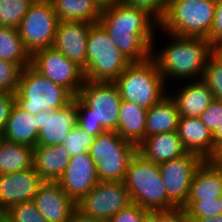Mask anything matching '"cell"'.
I'll return each mask as SVG.
<instances>
[{
    "mask_svg": "<svg viewBox=\"0 0 222 222\" xmlns=\"http://www.w3.org/2000/svg\"><path fill=\"white\" fill-rule=\"evenodd\" d=\"M201 80L210 88L214 99L222 100V58L216 52L210 57Z\"/></svg>",
    "mask_w": 222,
    "mask_h": 222,
    "instance_id": "32",
    "label": "cell"
},
{
    "mask_svg": "<svg viewBox=\"0 0 222 222\" xmlns=\"http://www.w3.org/2000/svg\"><path fill=\"white\" fill-rule=\"evenodd\" d=\"M122 99L114 82L84 81L76 96L78 122L92 137L117 131Z\"/></svg>",
    "mask_w": 222,
    "mask_h": 222,
    "instance_id": "3",
    "label": "cell"
},
{
    "mask_svg": "<svg viewBox=\"0 0 222 222\" xmlns=\"http://www.w3.org/2000/svg\"><path fill=\"white\" fill-rule=\"evenodd\" d=\"M92 24L84 21H59L52 45L83 71L86 67L88 32Z\"/></svg>",
    "mask_w": 222,
    "mask_h": 222,
    "instance_id": "16",
    "label": "cell"
},
{
    "mask_svg": "<svg viewBox=\"0 0 222 222\" xmlns=\"http://www.w3.org/2000/svg\"><path fill=\"white\" fill-rule=\"evenodd\" d=\"M38 211L48 222H70L76 203L57 182L44 181L33 198Z\"/></svg>",
    "mask_w": 222,
    "mask_h": 222,
    "instance_id": "17",
    "label": "cell"
},
{
    "mask_svg": "<svg viewBox=\"0 0 222 222\" xmlns=\"http://www.w3.org/2000/svg\"><path fill=\"white\" fill-rule=\"evenodd\" d=\"M215 52L222 58V45L215 48Z\"/></svg>",
    "mask_w": 222,
    "mask_h": 222,
    "instance_id": "50",
    "label": "cell"
},
{
    "mask_svg": "<svg viewBox=\"0 0 222 222\" xmlns=\"http://www.w3.org/2000/svg\"><path fill=\"white\" fill-rule=\"evenodd\" d=\"M6 212L14 222H48L38 211L33 201L15 204Z\"/></svg>",
    "mask_w": 222,
    "mask_h": 222,
    "instance_id": "35",
    "label": "cell"
},
{
    "mask_svg": "<svg viewBox=\"0 0 222 222\" xmlns=\"http://www.w3.org/2000/svg\"><path fill=\"white\" fill-rule=\"evenodd\" d=\"M141 222H158V211H148Z\"/></svg>",
    "mask_w": 222,
    "mask_h": 222,
    "instance_id": "46",
    "label": "cell"
},
{
    "mask_svg": "<svg viewBox=\"0 0 222 222\" xmlns=\"http://www.w3.org/2000/svg\"><path fill=\"white\" fill-rule=\"evenodd\" d=\"M137 151L157 164L182 157L185 150L177 131L145 137Z\"/></svg>",
    "mask_w": 222,
    "mask_h": 222,
    "instance_id": "21",
    "label": "cell"
},
{
    "mask_svg": "<svg viewBox=\"0 0 222 222\" xmlns=\"http://www.w3.org/2000/svg\"><path fill=\"white\" fill-rule=\"evenodd\" d=\"M202 161L197 154L187 153L158 164L167 197L177 208L186 204L194 172Z\"/></svg>",
    "mask_w": 222,
    "mask_h": 222,
    "instance_id": "12",
    "label": "cell"
},
{
    "mask_svg": "<svg viewBox=\"0 0 222 222\" xmlns=\"http://www.w3.org/2000/svg\"><path fill=\"white\" fill-rule=\"evenodd\" d=\"M148 210L132 203L120 210L116 215L108 220V222H141L143 216Z\"/></svg>",
    "mask_w": 222,
    "mask_h": 222,
    "instance_id": "39",
    "label": "cell"
},
{
    "mask_svg": "<svg viewBox=\"0 0 222 222\" xmlns=\"http://www.w3.org/2000/svg\"><path fill=\"white\" fill-rule=\"evenodd\" d=\"M146 115L145 108L122 100L116 132L123 140L138 147L145 139Z\"/></svg>",
    "mask_w": 222,
    "mask_h": 222,
    "instance_id": "24",
    "label": "cell"
},
{
    "mask_svg": "<svg viewBox=\"0 0 222 222\" xmlns=\"http://www.w3.org/2000/svg\"><path fill=\"white\" fill-rule=\"evenodd\" d=\"M180 113L167 93L159 102L147 110L145 137L178 130Z\"/></svg>",
    "mask_w": 222,
    "mask_h": 222,
    "instance_id": "25",
    "label": "cell"
},
{
    "mask_svg": "<svg viewBox=\"0 0 222 222\" xmlns=\"http://www.w3.org/2000/svg\"><path fill=\"white\" fill-rule=\"evenodd\" d=\"M123 183L132 203L148 211L177 208L167 197L159 165L138 151L130 159Z\"/></svg>",
    "mask_w": 222,
    "mask_h": 222,
    "instance_id": "4",
    "label": "cell"
},
{
    "mask_svg": "<svg viewBox=\"0 0 222 222\" xmlns=\"http://www.w3.org/2000/svg\"><path fill=\"white\" fill-rule=\"evenodd\" d=\"M58 23L50 0H34L17 28L26 50L32 55L52 47Z\"/></svg>",
    "mask_w": 222,
    "mask_h": 222,
    "instance_id": "9",
    "label": "cell"
},
{
    "mask_svg": "<svg viewBox=\"0 0 222 222\" xmlns=\"http://www.w3.org/2000/svg\"><path fill=\"white\" fill-rule=\"evenodd\" d=\"M215 168L222 170V144H218L207 159Z\"/></svg>",
    "mask_w": 222,
    "mask_h": 222,
    "instance_id": "43",
    "label": "cell"
},
{
    "mask_svg": "<svg viewBox=\"0 0 222 222\" xmlns=\"http://www.w3.org/2000/svg\"><path fill=\"white\" fill-rule=\"evenodd\" d=\"M219 202H220V207H221V214H222V193L219 196Z\"/></svg>",
    "mask_w": 222,
    "mask_h": 222,
    "instance_id": "51",
    "label": "cell"
},
{
    "mask_svg": "<svg viewBox=\"0 0 222 222\" xmlns=\"http://www.w3.org/2000/svg\"><path fill=\"white\" fill-rule=\"evenodd\" d=\"M44 181L34 167L0 175V208L7 211L11 206L33 201Z\"/></svg>",
    "mask_w": 222,
    "mask_h": 222,
    "instance_id": "15",
    "label": "cell"
},
{
    "mask_svg": "<svg viewBox=\"0 0 222 222\" xmlns=\"http://www.w3.org/2000/svg\"><path fill=\"white\" fill-rule=\"evenodd\" d=\"M36 118L39 130L36 146L63 144V139L78 122L76 97L62 108L39 112Z\"/></svg>",
    "mask_w": 222,
    "mask_h": 222,
    "instance_id": "13",
    "label": "cell"
},
{
    "mask_svg": "<svg viewBox=\"0 0 222 222\" xmlns=\"http://www.w3.org/2000/svg\"><path fill=\"white\" fill-rule=\"evenodd\" d=\"M5 211H3L1 208H0V216L4 213Z\"/></svg>",
    "mask_w": 222,
    "mask_h": 222,
    "instance_id": "52",
    "label": "cell"
},
{
    "mask_svg": "<svg viewBox=\"0 0 222 222\" xmlns=\"http://www.w3.org/2000/svg\"><path fill=\"white\" fill-rule=\"evenodd\" d=\"M186 82L180 90L168 94L175 102L180 117H200L214 100L213 93L201 79Z\"/></svg>",
    "mask_w": 222,
    "mask_h": 222,
    "instance_id": "18",
    "label": "cell"
},
{
    "mask_svg": "<svg viewBox=\"0 0 222 222\" xmlns=\"http://www.w3.org/2000/svg\"><path fill=\"white\" fill-rule=\"evenodd\" d=\"M15 104V95L0 93V135L4 133L11 109Z\"/></svg>",
    "mask_w": 222,
    "mask_h": 222,
    "instance_id": "41",
    "label": "cell"
},
{
    "mask_svg": "<svg viewBox=\"0 0 222 222\" xmlns=\"http://www.w3.org/2000/svg\"><path fill=\"white\" fill-rule=\"evenodd\" d=\"M216 0H168L159 21L162 33L207 38L213 25Z\"/></svg>",
    "mask_w": 222,
    "mask_h": 222,
    "instance_id": "5",
    "label": "cell"
},
{
    "mask_svg": "<svg viewBox=\"0 0 222 222\" xmlns=\"http://www.w3.org/2000/svg\"><path fill=\"white\" fill-rule=\"evenodd\" d=\"M179 137L185 150L207 160L213 153V135L199 117H180Z\"/></svg>",
    "mask_w": 222,
    "mask_h": 222,
    "instance_id": "19",
    "label": "cell"
},
{
    "mask_svg": "<svg viewBox=\"0 0 222 222\" xmlns=\"http://www.w3.org/2000/svg\"><path fill=\"white\" fill-rule=\"evenodd\" d=\"M70 158V153L62 144L33 148V167L43 181L57 182Z\"/></svg>",
    "mask_w": 222,
    "mask_h": 222,
    "instance_id": "20",
    "label": "cell"
},
{
    "mask_svg": "<svg viewBox=\"0 0 222 222\" xmlns=\"http://www.w3.org/2000/svg\"><path fill=\"white\" fill-rule=\"evenodd\" d=\"M38 134L36 115L21 109L15 103L11 109L2 138L34 148L37 145Z\"/></svg>",
    "mask_w": 222,
    "mask_h": 222,
    "instance_id": "22",
    "label": "cell"
},
{
    "mask_svg": "<svg viewBox=\"0 0 222 222\" xmlns=\"http://www.w3.org/2000/svg\"><path fill=\"white\" fill-rule=\"evenodd\" d=\"M22 69L9 61L0 59V93L14 94L17 91Z\"/></svg>",
    "mask_w": 222,
    "mask_h": 222,
    "instance_id": "34",
    "label": "cell"
},
{
    "mask_svg": "<svg viewBox=\"0 0 222 222\" xmlns=\"http://www.w3.org/2000/svg\"><path fill=\"white\" fill-rule=\"evenodd\" d=\"M121 99L148 110L168 93L164 78L150 57L143 62H132L114 81ZM167 90V91H166Z\"/></svg>",
    "mask_w": 222,
    "mask_h": 222,
    "instance_id": "6",
    "label": "cell"
},
{
    "mask_svg": "<svg viewBox=\"0 0 222 222\" xmlns=\"http://www.w3.org/2000/svg\"><path fill=\"white\" fill-rule=\"evenodd\" d=\"M206 39L214 48L222 45V0H216L213 25Z\"/></svg>",
    "mask_w": 222,
    "mask_h": 222,
    "instance_id": "40",
    "label": "cell"
},
{
    "mask_svg": "<svg viewBox=\"0 0 222 222\" xmlns=\"http://www.w3.org/2000/svg\"><path fill=\"white\" fill-rule=\"evenodd\" d=\"M0 222H14V220L8 215V213L5 211L0 216Z\"/></svg>",
    "mask_w": 222,
    "mask_h": 222,
    "instance_id": "49",
    "label": "cell"
},
{
    "mask_svg": "<svg viewBox=\"0 0 222 222\" xmlns=\"http://www.w3.org/2000/svg\"><path fill=\"white\" fill-rule=\"evenodd\" d=\"M34 0H0V26L19 27Z\"/></svg>",
    "mask_w": 222,
    "mask_h": 222,
    "instance_id": "31",
    "label": "cell"
},
{
    "mask_svg": "<svg viewBox=\"0 0 222 222\" xmlns=\"http://www.w3.org/2000/svg\"><path fill=\"white\" fill-rule=\"evenodd\" d=\"M188 218H204L221 214L219 199L208 201H186L182 207Z\"/></svg>",
    "mask_w": 222,
    "mask_h": 222,
    "instance_id": "36",
    "label": "cell"
},
{
    "mask_svg": "<svg viewBox=\"0 0 222 222\" xmlns=\"http://www.w3.org/2000/svg\"><path fill=\"white\" fill-rule=\"evenodd\" d=\"M31 66L45 78L66 88L74 97L85 81L83 69L53 47L34 52Z\"/></svg>",
    "mask_w": 222,
    "mask_h": 222,
    "instance_id": "10",
    "label": "cell"
},
{
    "mask_svg": "<svg viewBox=\"0 0 222 222\" xmlns=\"http://www.w3.org/2000/svg\"><path fill=\"white\" fill-rule=\"evenodd\" d=\"M199 118L213 134L222 124V100L214 99Z\"/></svg>",
    "mask_w": 222,
    "mask_h": 222,
    "instance_id": "37",
    "label": "cell"
},
{
    "mask_svg": "<svg viewBox=\"0 0 222 222\" xmlns=\"http://www.w3.org/2000/svg\"><path fill=\"white\" fill-rule=\"evenodd\" d=\"M120 2L148 11L158 21L166 13L168 0H120Z\"/></svg>",
    "mask_w": 222,
    "mask_h": 222,
    "instance_id": "38",
    "label": "cell"
},
{
    "mask_svg": "<svg viewBox=\"0 0 222 222\" xmlns=\"http://www.w3.org/2000/svg\"><path fill=\"white\" fill-rule=\"evenodd\" d=\"M163 48L156 51L151 48V58L155 61L165 83L169 79L175 80H200L210 57L215 53V48L206 38L183 37L169 33ZM155 51V52H154Z\"/></svg>",
    "mask_w": 222,
    "mask_h": 222,
    "instance_id": "2",
    "label": "cell"
},
{
    "mask_svg": "<svg viewBox=\"0 0 222 222\" xmlns=\"http://www.w3.org/2000/svg\"><path fill=\"white\" fill-rule=\"evenodd\" d=\"M130 204L132 200L123 181H100L76 206L85 216L108 221Z\"/></svg>",
    "mask_w": 222,
    "mask_h": 222,
    "instance_id": "11",
    "label": "cell"
},
{
    "mask_svg": "<svg viewBox=\"0 0 222 222\" xmlns=\"http://www.w3.org/2000/svg\"><path fill=\"white\" fill-rule=\"evenodd\" d=\"M190 222H222V214L204 218H189Z\"/></svg>",
    "mask_w": 222,
    "mask_h": 222,
    "instance_id": "45",
    "label": "cell"
},
{
    "mask_svg": "<svg viewBox=\"0 0 222 222\" xmlns=\"http://www.w3.org/2000/svg\"><path fill=\"white\" fill-rule=\"evenodd\" d=\"M14 95L15 103L32 115L62 108L74 98L66 88L45 78L31 65L22 70Z\"/></svg>",
    "mask_w": 222,
    "mask_h": 222,
    "instance_id": "8",
    "label": "cell"
},
{
    "mask_svg": "<svg viewBox=\"0 0 222 222\" xmlns=\"http://www.w3.org/2000/svg\"><path fill=\"white\" fill-rule=\"evenodd\" d=\"M222 193V170L203 160L194 172L187 201L218 199Z\"/></svg>",
    "mask_w": 222,
    "mask_h": 222,
    "instance_id": "23",
    "label": "cell"
},
{
    "mask_svg": "<svg viewBox=\"0 0 222 222\" xmlns=\"http://www.w3.org/2000/svg\"><path fill=\"white\" fill-rule=\"evenodd\" d=\"M158 222H190L183 208L158 211Z\"/></svg>",
    "mask_w": 222,
    "mask_h": 222,
    "instance_id": "42",
    "label": "cell"
},
{
    "mask_svg": "<svg viewBox=\"0 0 222 222\" xmlns=\"http://www.w3.org/2000/svg\"><path fill=\"white\" fill-rule=\"evenodd\" d=\"M70 222H108V221L104 219H97V218L85 216L84 214H82L80 211L76 209L72 214V218Z\"/></svg>",
    "mask_w": 222,
    "mask_h": 222,
    "instance_id": "44",
    "label": "cell"
},
{
    "mask_svg": "<svg viewBox=\"0 0 222 222\" xmlns=\"http://www.w3.org/2000/svg\"><path fill=\"white\" fill-rule=\"evenodd\" d=\"M130 63L103 26L99 22L92 24L87 39L85 80L114 82Z\"/></svg>",
    "mask_w": 222,
    "mask_h": 222,
    "instance_id": "7",
    "label": "cell"
},
{
    "mask_svg": "<svg viewBox=\"0 0 222 222\" xmlns=\"http://www.w3.org/2000/svg\"><path fill=\"white\" fill-rule=\"evenodd\" d=\"M99 23L131 63L151 57L159 21L148 11L118 2L102 8Z\"/></svg>",
    "mask_w": 222,
    "mask_h": 222,
    "instance_id": "1",
    "label": "cell"
},
{
    "mask_svg": "<svg viewBox=\"0 0 222 222\" xmlns=\"http://www.w3.org/2000/svg\"><path fill=\"white\" fill-rule=\"evenodd\" d=\"M136 152L137 147L123 140L116 131H105L98 134L88 150L95 165L101 162V157L133 156Z\"/></svg>",
    "mask_w": 222,
    "mask_h": 222,
    "instance_id": "27",
    "label": "cell"
},
{
    "mask_svg": "<svg viewBox=\"0 0 222 222\" xmlns=\"http://www.w3.org/2000/svg\"><path fill=\"white\" fill-rule=\"evenodd\" d=\"M94 137L89 135L79 125L71 129L63 139V146L70 153L71 157L88 152Z\"/></svg>",
    "mask_w": 222,
    "mask_h": 222,
    "instance_id": "33",
    "label": "cell"
},
{
    "mask_svg": "<svg viewBox=\"0 0 222 222\" xmlns=\"http://www.w3.org/2000/svg\"><path fill=\"white\" fill-rule=\"evenodd\" d=\"M131 158L132 156L101 157V162L96 165L99 181H123Z\"/></svg>",
    "mask_w": 222,
    "mask_h": 222,
    "instance_id": "30",
    "label": "cell"
},
{
    "mask_svg": "<svg viewBox=\"0 0 222 222\" xmlns=\"http://www.w3.org/2000/svg\"><path fill=\"white\" fill-rule=\"evenodd\" d=\"M59 21L98 23L102 8L95 0H50Z\"/></svg>",
    "mask_w": 222,
    "mask_h": 222,
    "instance_id": "26",
    "label": "cell"
},
{
    "mask_svg": "<svg viewBox=\"0 0 222 222\" xmlns=\"http://www.w3.org/2000/svg\"><path fill=\"white\" fill-rule=\"evenodd\" d=\"M0 59L14 63L22 70L31 65V54L23 45L17 29L0 26Z\"/></svg>",
    "mask_w": 222,
    "mask_h": 222,
    "instance_id": "29",
    "label": "cell"
},
{
    "mask_svg": "<svg viewBox=\"0 0 222 222\" xmlns=\"http://www.w3.org/2000/svg\"><path fill=\"white\" fill-rule=\"evenodd\" d=\"M33 167V148L28 145L0 140V175L28 170Z\"/></svg>",
    "mask_w": 222,
    "mask_h": 222,
    "instance_id": "28",
    "label": "cell"
},
{
    "mask_svg": "<svg viewBox=\"0 0 222 222\" xmlns=\"http://www.w3.org/2000/svg\"><path fill=\"white\" fill-rule=\"evenodd\" d=\"M95 1L100 5L101 8L120 2V0H95Z\"/></svg>",
    "mask_w": 222,
    "mask_h": 222,
    "instance_id": "48",
    "label": "cell"
},
{
    "mask_svg": "<svg viewBox=\"0 0 222 222\" xmlns=\"http://www.w3.org/2000/svg\"><path fill=\"white\" fill-rule=\"evenodd\" d=\"M99 182L96 165L88 152L71 157L57 180L61 189L76 204Z\"/></svg>",
    "mask_w": 222,
    "mask_h": 222,
    "instance_id": "14",
    "label": "cell"
},
{
    "mask_svg": "<svg viewBox=\"0 0 222 222\" xmlns=\"http://www.w3.org/2000/svg\"><path fill=\"white\" fill-rule=\"evenodd\" d=\"M212 135H213L214 148L218 144H222V124L216 129V131Z\"/></svg>",
    "mask_w": 222,
    "mask_h": 222,
    "instance_id": "47",
    "label": "cell"
}]
</instances>
